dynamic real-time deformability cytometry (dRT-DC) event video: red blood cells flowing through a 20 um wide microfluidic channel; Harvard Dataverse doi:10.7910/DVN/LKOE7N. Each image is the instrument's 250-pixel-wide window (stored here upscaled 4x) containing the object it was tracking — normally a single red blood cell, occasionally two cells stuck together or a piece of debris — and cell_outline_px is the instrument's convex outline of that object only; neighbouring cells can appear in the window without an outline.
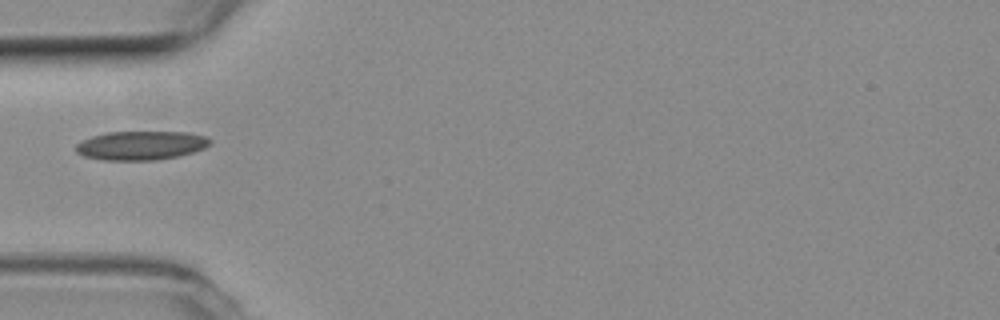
{"species": "common noctule bat (a hibernating species)", "species_latin": "Nyctalus noctula", "temperature_condition": "room temperature", "stored_images_in_passage": 4, "camera_frame_rate_fps": 3000, "um_per_image_px": 0.085, "animal": {"sex": "female", "body_mass_g": 19.3, "forearm_length_mm": 54.1}, "frame": {"image": 1, "passage_image": 4, "time_ms": 1.0, "image_size_px": [1000, 320], "cell_outline_px": [[212, 144], [204, 148], [192, 152], [176, 156], [156, 160], [104, 160], [84, 156], [76, 152], [76, 144], [92, 136], [108, 132], [188, 132], [204, 136], [212, 140]], "centroid_in_image_um": [12.0, 12.36], "position_along_channel_um": 73.0, "area_um2": 22.48}}